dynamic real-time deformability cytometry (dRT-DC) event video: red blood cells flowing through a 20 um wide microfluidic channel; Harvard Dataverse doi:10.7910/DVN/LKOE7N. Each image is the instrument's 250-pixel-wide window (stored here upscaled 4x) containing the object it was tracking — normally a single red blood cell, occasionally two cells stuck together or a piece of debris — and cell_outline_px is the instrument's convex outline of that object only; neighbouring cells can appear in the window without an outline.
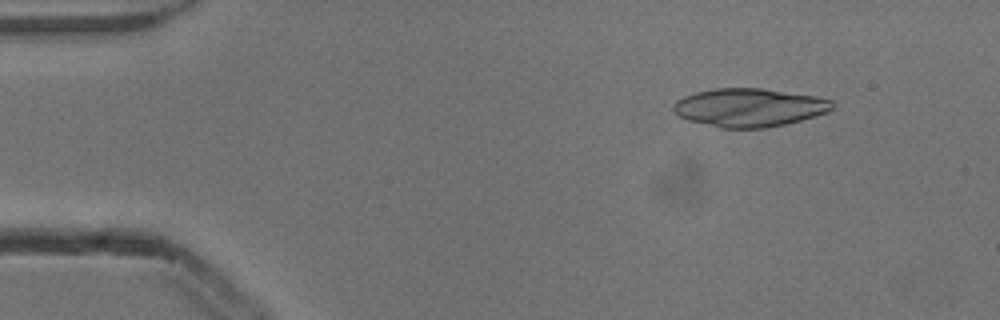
{"species": "common noctule bat (a hibernating species)", "species_latin": "Nyctalus noctula", "temperature_condition": "cold", "stored_images_in_passage": 5, "camera_frame_rate_fps": 3000, "um_per_image_px": 0.085, "animal": {"sex": "male", "body_mass_g": 13.3}, "frame": {"image": 1, "passage_image": 2, "time_ms": 0.333, "image_size_px": [1000, 320], "cell_outline_px": [[836, 104], [828, 112], [816, 116], [784, 124], [764, 128], [720, 128], [688, 120], [676, 116], [672, 112], [672, 104], [676, 100], [684, 96], [696, 92], [712, 88], [760, 88], [816, 96], [832, 100]], "centroid_in_image_um": [63.65, 9.14], "position_along_channel_um": 21.4, "area_um2": 35.78}}